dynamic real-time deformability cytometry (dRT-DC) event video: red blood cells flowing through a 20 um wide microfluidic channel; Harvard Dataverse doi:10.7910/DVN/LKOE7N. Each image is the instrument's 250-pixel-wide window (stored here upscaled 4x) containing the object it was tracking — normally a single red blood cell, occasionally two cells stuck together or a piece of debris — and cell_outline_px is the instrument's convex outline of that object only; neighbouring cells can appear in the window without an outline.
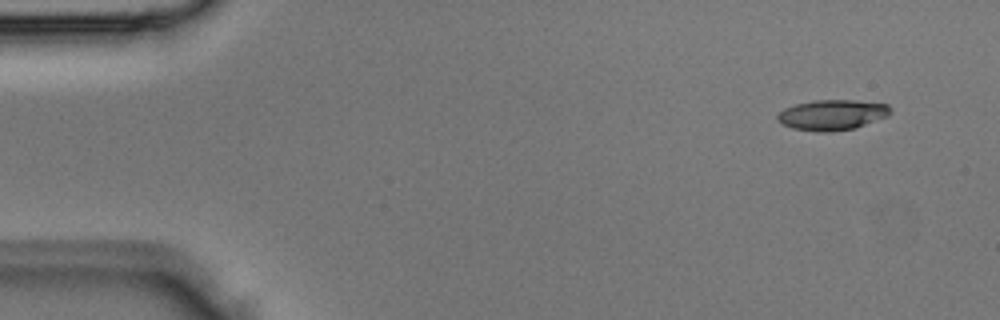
{"species": "Egyptian fruit bat (a non-hibernating species)", "species_latin": "Rousettus aegyptiacus", "temperature_condition": "room temperature", "stored_images_in_passage": 3, "camera_frame_rate_fps": 3000, "um_per_image_px": 0.085, "animal": {"sex": "male"}, "frame": {"image": 1, "passage_image": 1, "time_ms": 0.0, "image_size_px": [1000, 320], "cell_outline_px": [[892, 112], [888, 116], [856, 128], [828, 132], [816, 132], [792, 128], [776, 120], [776, 116], [784, 108], [796, 104], [816, 100], [856, 100], [888, 104], [892, 108]], "centroid_in_image_um": [70.76, 9.76], "position_along_channel_um": 14.2, "area_um2": 20.17}}
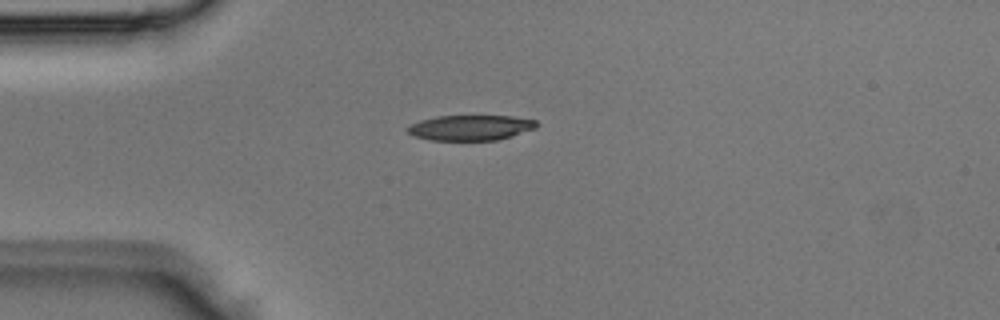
{"frame": {"image": 2, "passage_image": 3, "time_ms": 0.667, "image_size_px": [1000, 320], "cell_outline_px": [[540, 124], [536, 128], [512, 136], [496, 140], [428, 140], [412, 136], [404, 128], [420, 120], [436, 116], [512, 116], [536, 120]], "centroid_in_image_um": [39.98, 10.85], "position_along_channel_um": 45.0, "area_um2": 19.19}}